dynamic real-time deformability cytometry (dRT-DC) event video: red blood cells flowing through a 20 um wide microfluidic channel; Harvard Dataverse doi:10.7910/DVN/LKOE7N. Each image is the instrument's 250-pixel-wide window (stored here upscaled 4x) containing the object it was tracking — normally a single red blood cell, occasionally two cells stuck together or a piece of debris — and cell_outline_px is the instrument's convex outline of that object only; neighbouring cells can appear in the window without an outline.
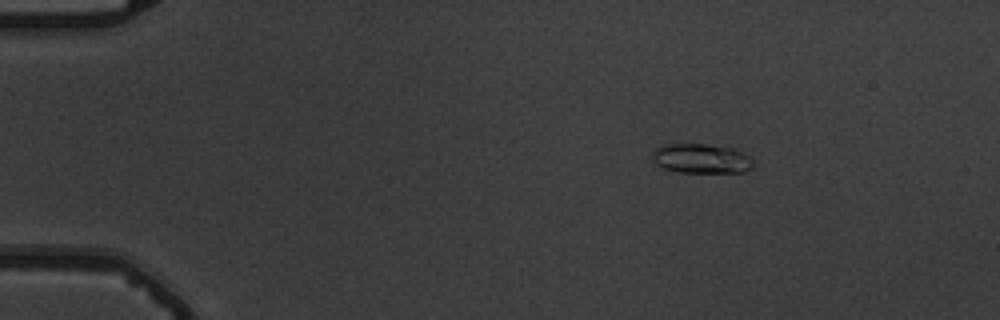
{"species": "common noctule bat (a hibernating species)", "species_latin": "Nyctalus noctula", "temperature_condition": "warm", "stored_images_in_passage": 7, "camera_frame_rate_fps": 3000, "um_per_image_px": 0.085, "animal": {"sex": "male", "body_mass_g": 19.5, "forearm_length_mm": 54.6}, "frame": {"image": 1, "passage_image": 2, "time_ms": 1.333, "image_size_px": [1000, 320], "cell_outline_px": [[756, 164], [752, 168], [744, 172], [680, 172], [664, 168], [656, 164], [652, 160], [652, 152], [660, 144], [704, 144], [732, 148], [744, 152], [752, 156]], "centroid_in_image_um": [59.65, 13.47], "position_along_channel_um": 25.3, "area_um2": 17.69}}
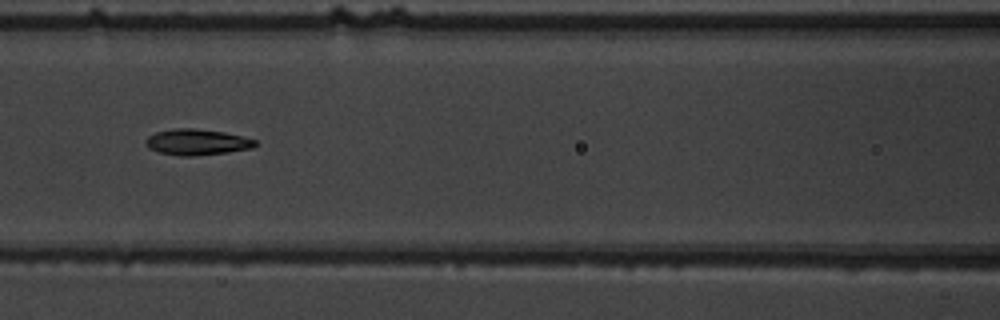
{"frame": {"image": 2, "passage_image": 7, "time_ms": 7.0, "image_size_px": [1000, 320], "cell_outline_px": [[256, 144], [252, 148], [228, 152], [192, 156], [180, 156], [160, 152], [148, 148], [144, 140], [148, 136], [156, 132], [176, 128], [196, 128], [224, 132], [256, 140]], "centroid_in_image_um": [16.71, 12.07], "position_along_channel_um": 149.9, "area_um2": 16.47}}